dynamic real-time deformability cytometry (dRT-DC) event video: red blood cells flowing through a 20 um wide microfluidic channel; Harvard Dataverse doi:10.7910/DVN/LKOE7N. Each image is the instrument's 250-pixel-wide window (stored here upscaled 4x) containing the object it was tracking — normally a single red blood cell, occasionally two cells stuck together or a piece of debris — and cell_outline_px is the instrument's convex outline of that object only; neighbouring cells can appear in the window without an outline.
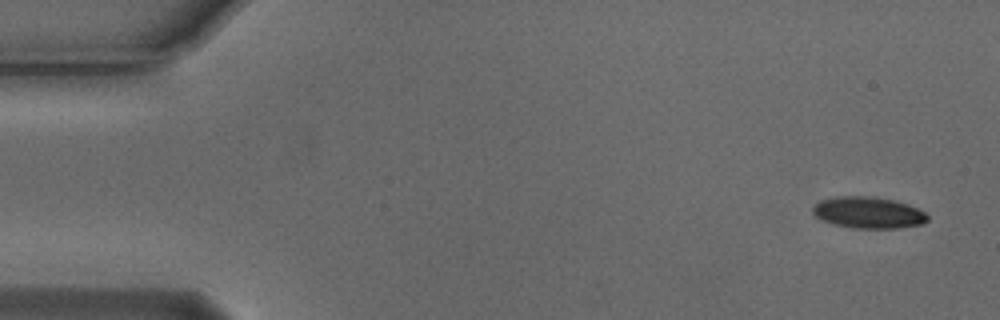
{"species": "Egyptian fruit bat (a non-hibernating species)", "species_latin": "Rousettus aegyptiacus", "temperature_condition": "cold", "stored_images_in_passage": 4, "camera_frame_rate_fps": 3000, "um_per_image_px": 0.085, "animal": {"sex": "male"}, "frame": {"image": 1, "passage_image": 1, "time_ms": 0.0, "image_size_px": [1000, 320], "cell_outline_px": [[928, 220], [920, 224], [896, 228], [852, 228], [836, 224], [824, 220], [816, 216], [812, 212], [812, 208], [820, 200], [836, 196], [876, 196], [908, 204], [924, 212], [928, 216]], "centroid_in_image_um": [73.8, 18.06], "position_along_channel_um": 11.2, "area_um2": 20.87}}
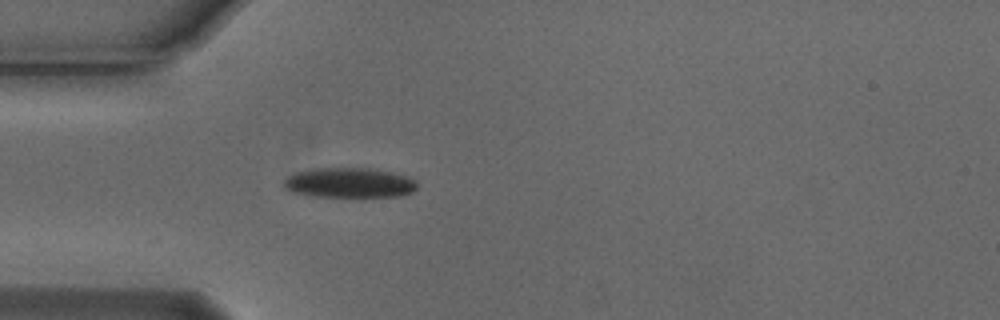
{"frame": {"image": 2, "passage_image": 4, "time_ms": 1.0, "image_size_px": [1000, 320], "cell_outline_px": [[416, 188], [412, 192], [400, 196], [308, 196], [292, 192], [284, 188], [284, 180], [288, 176], [296, 172], [316, 168], [368, 168], [408, 176], [416, 180]], "centroid_in_image_um": [29.67, 15.53], "position_along_channel_um": 55.3, "area_um2": 23.12}}